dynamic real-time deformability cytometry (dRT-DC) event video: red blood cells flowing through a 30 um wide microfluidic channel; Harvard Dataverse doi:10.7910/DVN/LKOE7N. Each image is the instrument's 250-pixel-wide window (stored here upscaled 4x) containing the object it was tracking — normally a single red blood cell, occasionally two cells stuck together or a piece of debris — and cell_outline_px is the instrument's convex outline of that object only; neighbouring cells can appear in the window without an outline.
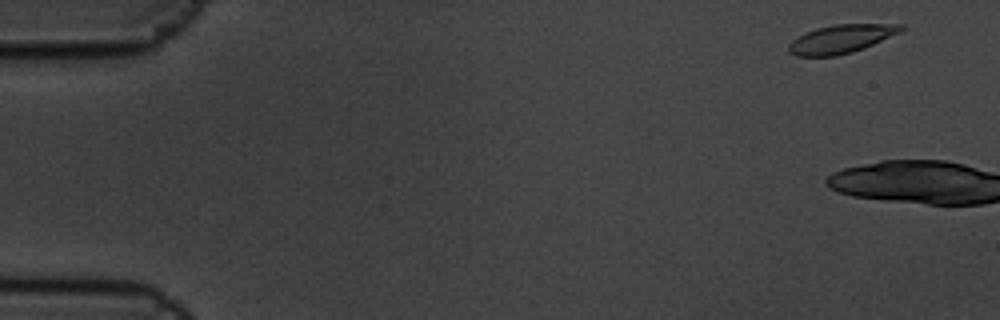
{"species": "common noctule bat (a hibernating species)", "species_latin": "Nyctalus noctula", "temperature_condition": "cold", "stored_images_in_passage": 2, "camera_frame_rate_fps": 3000, "um_per_image_px": 0.085, "animal": {"sex": "male", "body_mass_g": 19.5, "forearm_length_mm": 54.6}, "frame": {"image": 1, "passage_image": 1, "time_ms": 0.0, "image_size_px": [1000, 320], "cell_outline_px": [[904, 28], [900, 32], [864, 48], [852, 52], [836, 56], [796, 56], [788, 52], [788, 44], [792, 40], [804, 32], [816, 28], [836, 24], [904, 24]], "centroid_in_image_um": [71.46, 3.31], "position_along_channel_um": 13.5, "area_um2": 18.67}}